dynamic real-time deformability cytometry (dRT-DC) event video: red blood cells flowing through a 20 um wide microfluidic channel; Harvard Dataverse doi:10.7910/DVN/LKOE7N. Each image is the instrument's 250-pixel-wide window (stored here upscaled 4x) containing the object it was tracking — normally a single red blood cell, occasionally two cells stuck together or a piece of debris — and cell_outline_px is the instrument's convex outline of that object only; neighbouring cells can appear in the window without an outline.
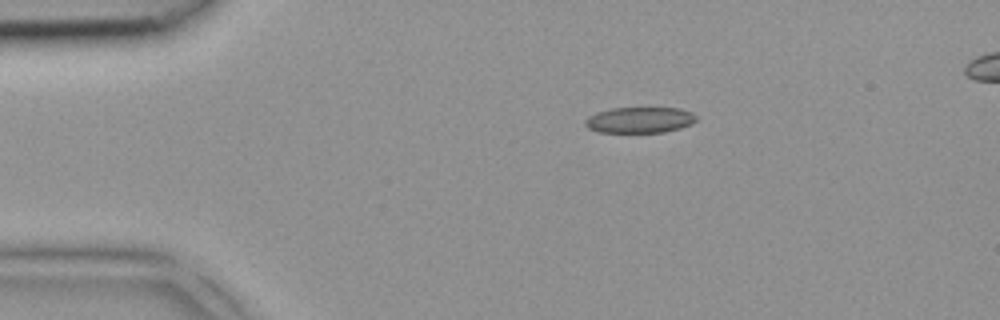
{"species": "common noctule bat (a hibernating species)", "species_latin": "Nyctalus noctula", "temperature_condition": "room temperature", "stored_images_in_passage": 3, "camera_frame_rate_fps": 3000, "um_per_image_px": 0.085, "animal": {"sex": "female", "body_mass_g": 18.4}, "frame": {"image": 1, "passage_image": 3, "time_ms": 0.667, "image_size_px": [1000, 320], "cell_outline_px": [[696, 120], [692, 124], [680, 128], [664, 132], [600, 132], [588, 128], [584, 124], [584, 120], [588, 116], [596, 112], [612, 108], [680, 108], [692, 112], [696, 116]], "centroid_in_image_um": [54.37, 10.19], "position_along_channel_um": 30.6, "area_um2": 16.82}}